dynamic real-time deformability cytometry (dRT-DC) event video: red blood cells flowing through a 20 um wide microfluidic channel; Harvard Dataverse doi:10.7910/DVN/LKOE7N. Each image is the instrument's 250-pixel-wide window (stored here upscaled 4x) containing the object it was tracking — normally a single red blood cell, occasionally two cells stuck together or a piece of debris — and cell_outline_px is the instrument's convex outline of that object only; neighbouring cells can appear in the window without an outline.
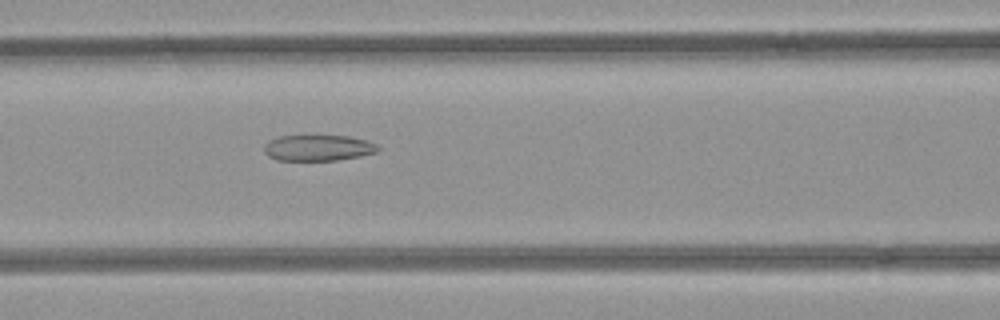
{"species": "common noctule bat (a hibernating species)", "species_latin": "Nyctalus noctula", "temperature_condition": "room temperature", "stored_images_in_passage": 35, "camera_frame_rate_fps": 3000, "um_per_image_px": 0.085, "animal": {"sex": "female", "body_mass_g": 21.9}, "frame": {"image": 1, "passage_image": 11, "time_ms": 3.333, "image_size_px": [1000, 320], "cell_outline_px": [[380, 148], [376, 152], [360, 156], [336, 160], [276, 160], [268, 156], [264, 152], [264, 144], [268, 140], [280, 136], [348, 136], [368, 140], [376, 144]], "centroid_in_image_um": [27.02, 12.56], "position_along_channel_um": 139.6, "area_um2": 17.22}}
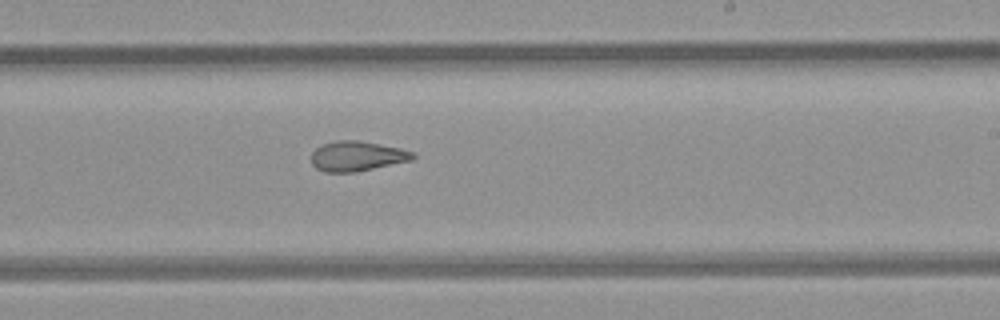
{"frame": {"image": 2, "passage_image": 20, "time_ms": 6.333, "image_size_px": [1000, 320], "cell_outline_px": [[416, 156], [412, 160], [356, 172], [324, 172], [316, 168], [312, 164], [312, 152], [320, 144], [336, 140], [360, 140], [400, 148], [412, 152]], "centroid_in_image_um": [30.32, 13.26], "position_along_channel_um": 258.7, "area_um2": 17.8}}
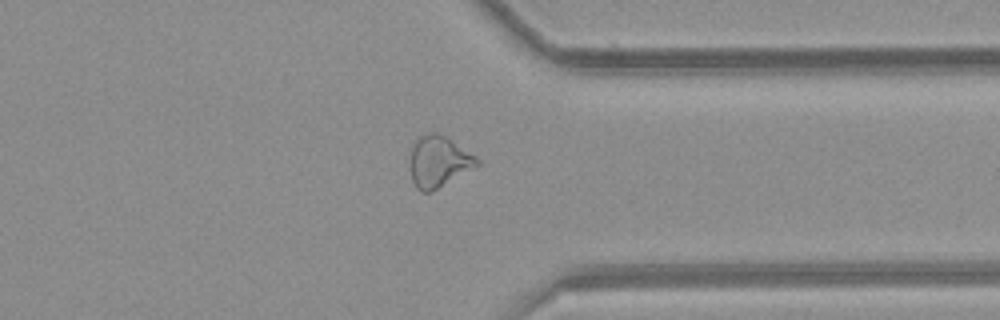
{"frame": {"image": 3, "passage_image": 29, "time_ms": 9.333, "image_size_px": [1000, 320], "cell_outline_px": [[480, 164], [432, 192], [420, 192], [416, 188], [412, 180], [412, 144], [416, 136], [428, 132], [436, 132], [444, 136], [476, 156], [480, 160]], "centroid_in_image_um": [37.28, 13.73], "position_along_channel_um": 374.1, "area_um2": 19.83}}